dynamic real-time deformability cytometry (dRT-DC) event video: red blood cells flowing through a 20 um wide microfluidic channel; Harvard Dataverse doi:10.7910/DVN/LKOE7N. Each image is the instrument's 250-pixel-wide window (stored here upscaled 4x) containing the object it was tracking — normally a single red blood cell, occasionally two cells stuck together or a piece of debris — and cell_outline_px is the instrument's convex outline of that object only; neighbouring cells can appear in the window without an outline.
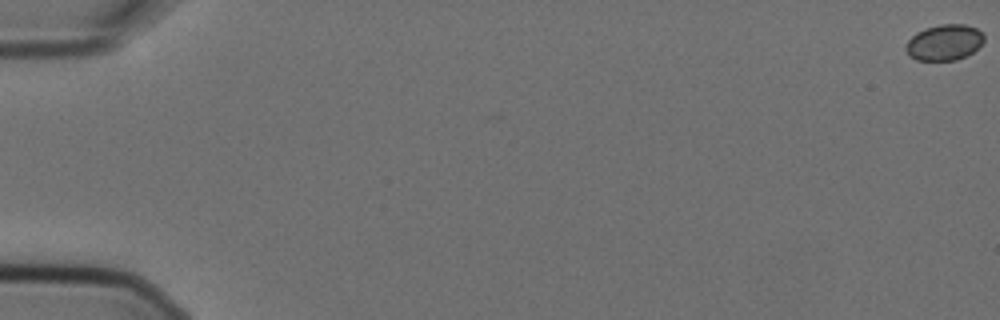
{"species": "Egyptian fruit bat (a non-hibernating species)", "species_latin": "Rousettus aegyptiacus", "temperature_condition": "cold", "stored_images_in_passage": 10, "camera_frame_rate_fps": 3000, "um_per_image_px": 0.085, "animal": {"sex": "female"}, "frame": {"image": 1, "passage_image": 1, "time_ms": 0.0, "image_size_px": [1000, 320], "cell_outline_px": [[984, 40], [972, 52], [956, 60], [916, 60], [908, 56], [904, 48], [908, 40], [916, 32], [924, 28], [940, 24], [964, 24], [976, 28], [984, 36]], "centroid_in_image_um": [80.21, 3.6], "position_along_channel_um": 4.8, "area_um2": 16.3}}
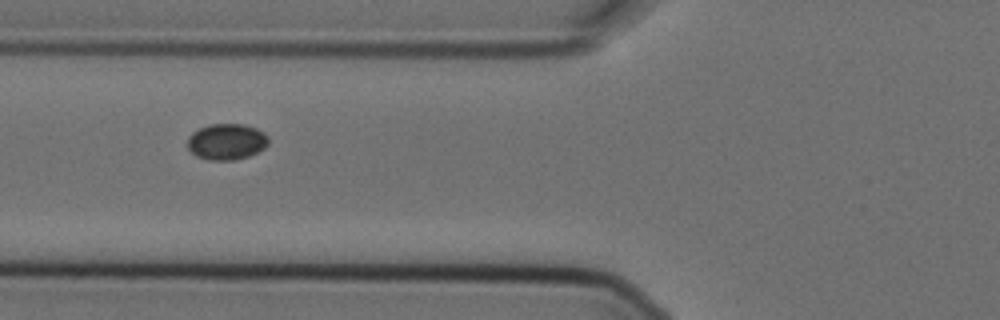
{"frame": {"image": 2, "passage_image": 7, "time_ms": 2.0, "image_size_px": [1000, 320], "cell_outline_px": [[268, 144], [264, 148], [248, 156], [236, 160], [208, 160], [196, 156], [188, 148], [188, 136], [192, 132], [200, 128], [212, 124], [244, 124], [256, 128], [264, 132], [268, 136]], "centroid_in_image_um": [19.26, 12.04], "position_along_channel_um": 106.5, "area_um2": 17.05}}
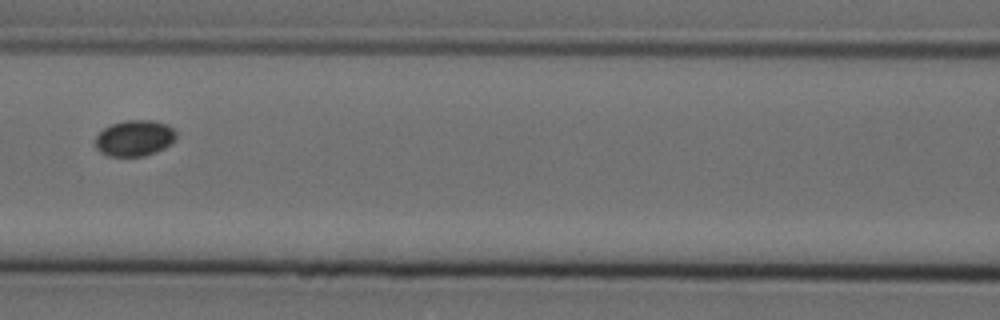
{"frame": {"image": 3, "passage_image": 8, "time_ms": 2.333, "image_size_px": [1000, 320], "cell_outline_px": [[176, 140], [164, 148], [156, 152], [144, 156], [108, 156], [100, 152], [96, 148], [96, 136], [104, 128], [112, 124], [124, 120], [152, 120], [168, 124], [176, 132]], "centroid_in_image_um": [11.45, 11.74], "position_along_channel_um": 155.1, "area_um2": 17.05}}